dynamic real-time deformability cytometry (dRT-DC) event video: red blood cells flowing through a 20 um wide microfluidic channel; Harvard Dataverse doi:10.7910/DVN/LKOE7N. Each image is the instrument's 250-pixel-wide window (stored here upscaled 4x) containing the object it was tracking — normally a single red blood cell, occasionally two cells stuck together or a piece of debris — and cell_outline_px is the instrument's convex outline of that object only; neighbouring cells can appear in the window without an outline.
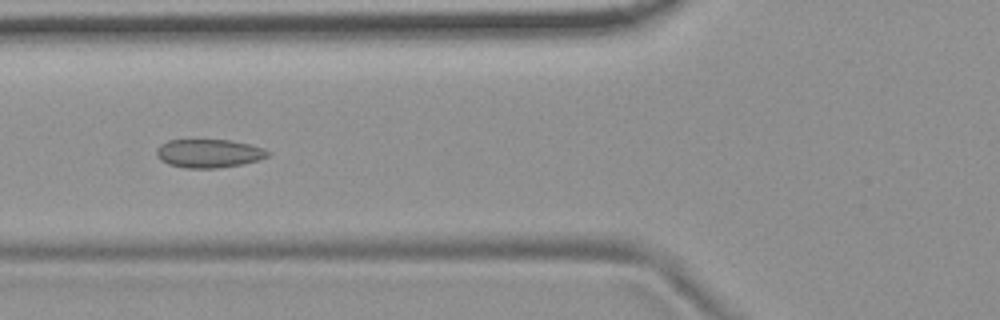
{"species": "common noctule bat (a hibernating species)", "species_latin": "Nyctalus noctula", "temperature_condition": "room temperature", "stored_images_in_passage": 5, "camera_frame_rate_fps": 3000, "um_per_image_px": 0.085, "animal": {"sex": "female", "body_mass_g": 19.9}, "frame": {"image": 1, "passage_image": 5, "time_ms": 4.667, "image_size_px": [1000, 320], "cell_outline_px": [[272, 152], [268, 156], [260, 160], [244, 164], [216, 168], [184, 168], [168, 164], [160, 160], [156, 156], [156, 148], [160, 144], [168, 140], [232, 140], [264, 148]], "centroid_in_image_um": [17.75, 13.04], "position_along_channel_um": 108.0, "area_um2": 18.73}}